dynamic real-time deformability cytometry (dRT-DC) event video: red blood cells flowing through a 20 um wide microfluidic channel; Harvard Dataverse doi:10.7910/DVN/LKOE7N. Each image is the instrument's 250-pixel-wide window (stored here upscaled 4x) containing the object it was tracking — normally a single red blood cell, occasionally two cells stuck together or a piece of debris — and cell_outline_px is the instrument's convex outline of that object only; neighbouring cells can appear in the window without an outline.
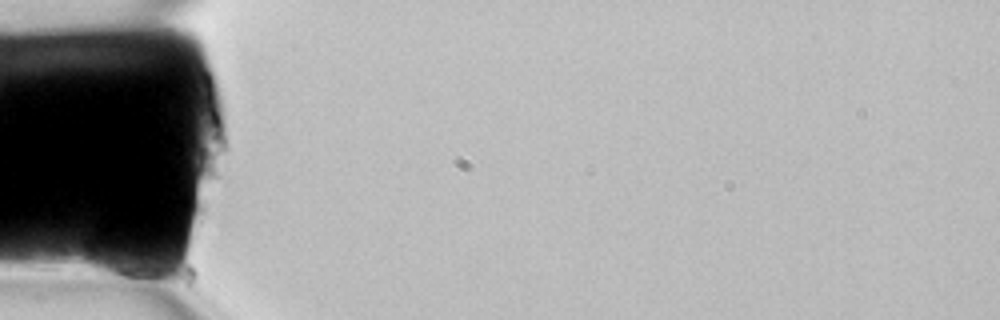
{"species": "common noctule bat (a hibernating species)", "species_latin": "Nyctalus noctula", "temperature_condition": "room temperature", "stored_images_in_passage": 3, "camera_frame_rate_fps": 3000, "um_per_image_px": 0.085, "animal": {"sex": "female", "body_mass_g": 22.7, "forearm_length_mm": 54.2}, "frame": {"image": 1, "passage_image": 1, "time_ms": 0.0, "image_size_px": [1000, 320], "cell_outline_px": [[160, 272], [152, 276], [112, 276], [92, 272], [88, 268], [84, 260], [92, 232], [100, 228], [136, 252], [156, 268]], "centroid_in_image_um": [9.79, 21.9], "position_along_channel_um": 75.2, "area_um2": 15.32}}